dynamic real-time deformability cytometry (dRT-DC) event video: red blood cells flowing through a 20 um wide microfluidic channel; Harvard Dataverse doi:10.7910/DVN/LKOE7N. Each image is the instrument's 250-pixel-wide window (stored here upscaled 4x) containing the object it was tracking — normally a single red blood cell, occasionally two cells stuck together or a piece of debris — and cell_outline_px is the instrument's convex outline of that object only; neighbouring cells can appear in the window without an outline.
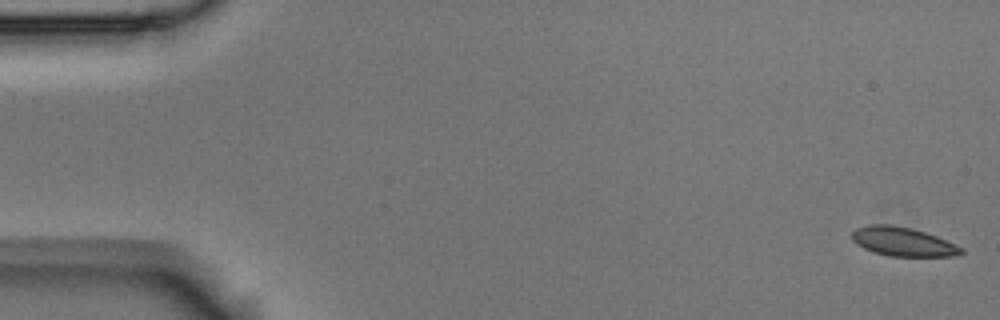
{"species": "Egyptian fruit bat (a non-hibernating species)", "species_latin": "Rousettus aegyptiacus", "temperature_condition": "room temperature", "stored_images_in_passage": 57, "camera_frame_rate_fps": 3000, "um_per_image_px": 0.085, "animal": {"sex": "male"}, "frame": {"image": 1, "passage_image": 1, "time_ms": 0.0, "image_size_px": [1000, 320], "cell_outline_px": [[964, 252], [956, 256], [888, 256], [872, 252], [856, 244], [852, 240], [852, 232], [856, 228], [868, 224], [892, 224], [912, 228], [936, 236], [964, 248]], "centroid_in_image_um": [76.72, 20.54], "position_along_channel_um": 8.3, "area_um2": 18.55}}
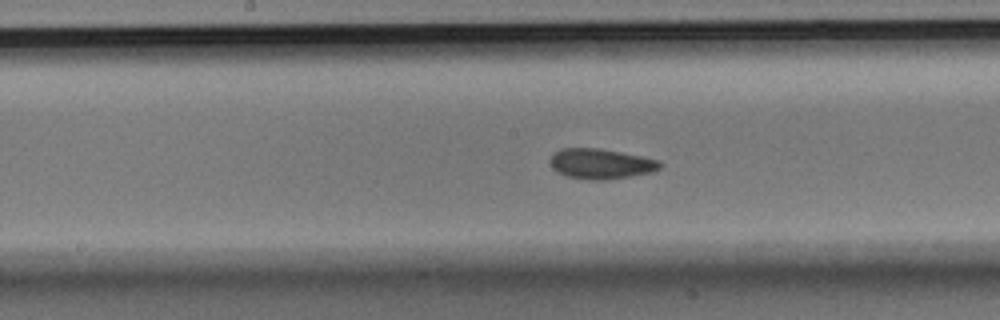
{"frame": {"image": 2, "passage_image": 29, "time_ms": 9.333, "image_size_px": [1000, 320], "cell_outline_px": [[664, 164], [660, 168], [652, 172], [604, 180], [588, 180], [568, 176], [556, 172], [552, 168], [548, 160], [552, 152], [560, 148], [600, 148], [660, 160]], "centroid_in_image_um": [51.02, 13.91], "position_along_channel_um": 197.2, "area_um2": 19.54}}
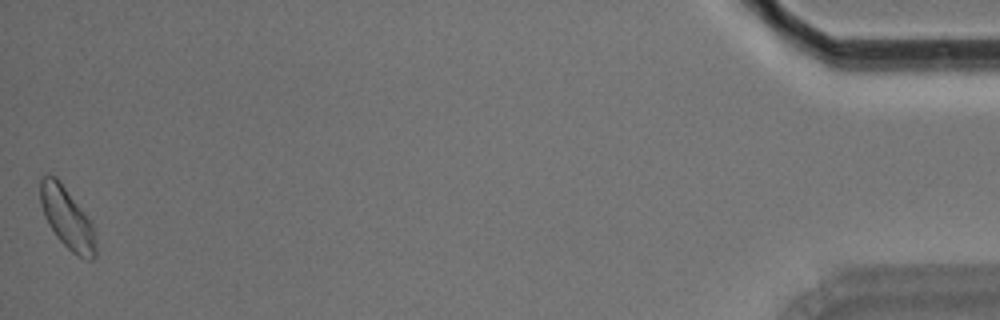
{"frame": {"image": 3, "passage_image": 57, "time_ms": 18.667, "image_size_px": [1000, 320], "cell_outline_px": [[96, 256], [92, 260], [88, 260], [76, 256], [56, 236], [48, 224], [44, 216], [40, 204], [40, 180], [44, 176], [56, 176], [60, 180], [92, 224], [96, 240]], "centroid_in_image_um": [5.7, 18.57], "position_along_channel_um": 429.5, "area_um2": 19.65}, "authors_computed_cell_mechanics": {"area_um2": 18.9584, "velocity_mm_per_s": 3.5023, "shape_relaxation_time_tau1_ms": 4.3996, "shape_relaxation_time_tau2_ms": 2.5507, "deformation_change_tau1": 0.0803, "deformation_change_tau2": 0.0527}}